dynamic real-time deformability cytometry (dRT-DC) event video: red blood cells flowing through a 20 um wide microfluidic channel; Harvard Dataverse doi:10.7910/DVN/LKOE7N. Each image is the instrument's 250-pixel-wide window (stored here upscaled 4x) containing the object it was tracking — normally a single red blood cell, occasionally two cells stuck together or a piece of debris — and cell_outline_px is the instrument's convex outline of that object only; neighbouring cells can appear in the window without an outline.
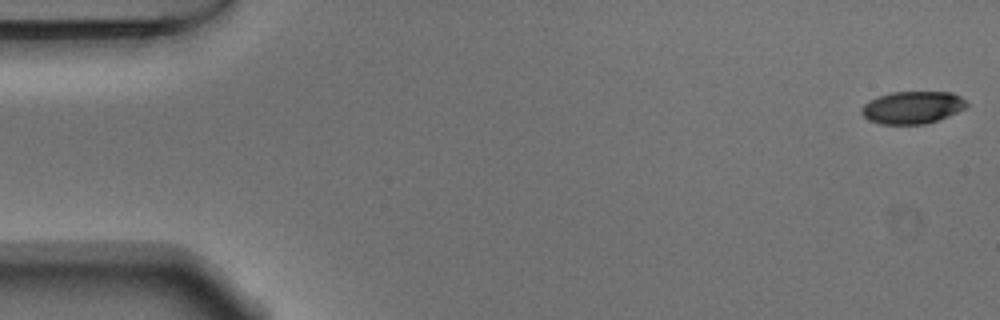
{"species": "Egyptian fruit bat (a non-hibernating species)", "species_latin": "Rousettus aegyptiacus", "temperature_condition": "warm", "stored_images_in_passage": 53, "camera_frame_rate_fps": 3000, "um_per_image_px": 0.085, "animal": {"sex": "male"}, "frame": {"image": 1, "passage_image": 1, "time_ms": 0.0, "image_size_px": [1000, 320], "cell_outline_px": [[968, 104], [964, 108], [948, 116], [924, 124], [880, 124], [868, 120], [860, 112], [860, 108], [868, 100], [892, 92], [952, 92], [960, 96]], "centroid_in_image_um": [77.51, 9.13], "position_along_channel_um": 7.5, "area_um2": 19.77}}
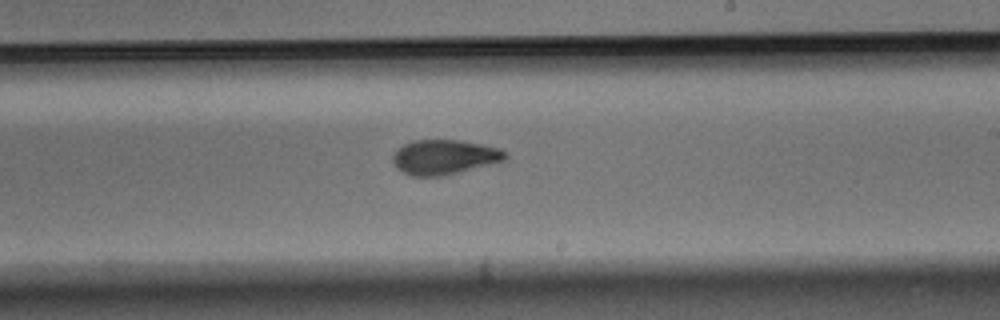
{"frame": {"image": 2, "passage_image": 31, "time_ms": 10.0, "image_size_px": [1000, 320], "cell_outline_px": [[508, 156], [504, 160], [444, 176], [412, 176], [396, 168], [392, 164], [392, 156], [404, 144], [412, 140], [460, 140], [484, 144], [500, 148], [508, 152]], "centroid_in_image_um": [37.78, 13.34], "position_along_channel_um": 251.2, "area_um2": 22.83}}
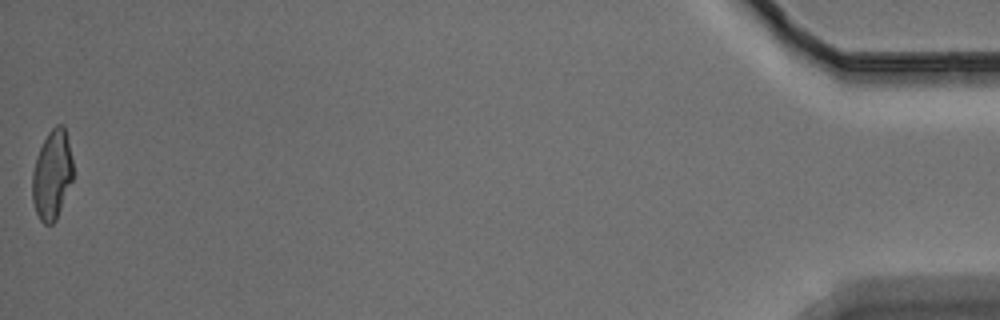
{"frame": {"image": 3, "passage_image": 53, "time_ms": 17.333, "image_size_px": [1000, 320], "cell_outline_px": [[72, 180], [56, 220], [52, 224], [44, 224], [40, 220], [36, 212], [32, 200], [32, 172], [36, 156], [48, 132], [56, 124], [64, 124], [72, 160]], "centroid_in_image_um": [4.41, 14.86], "position_along_channel_um": 430.8, "area_um2": 21.1}, "authors_computed_cell_mechanics": {"area_um2": 22.3108, "velocity_mm_per_s": 3.7941, "shape_relaxation_time_tau1_ms": 5.2264, "shape_relaxation_time_tau2_ms": 2.0128, "deformation_change_tau1": 0.1961, "deformation_change_tau2": 0.0756}}